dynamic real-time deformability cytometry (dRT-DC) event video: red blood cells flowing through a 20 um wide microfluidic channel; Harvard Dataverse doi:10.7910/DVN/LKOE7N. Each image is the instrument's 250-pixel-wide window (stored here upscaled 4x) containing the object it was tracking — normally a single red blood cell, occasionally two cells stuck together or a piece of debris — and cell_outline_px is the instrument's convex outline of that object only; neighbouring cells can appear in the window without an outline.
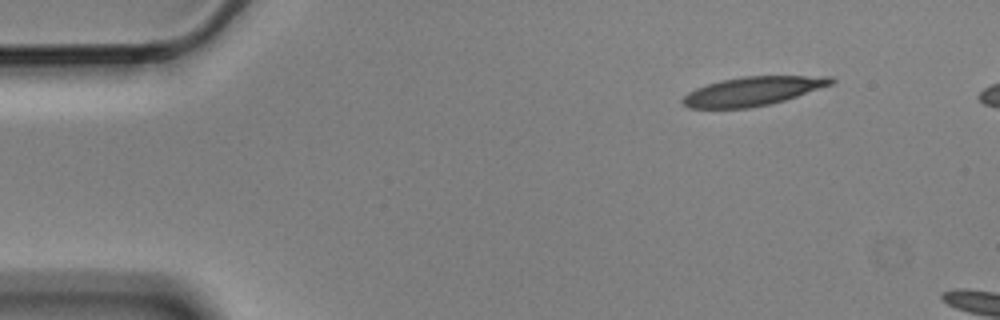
{"species": "Egyptian fruit bat (a non-hibernating species)", "species_latin": "Rousettus aegyptiacus", "temperature_condition": "cold", "stored_images_in_passage": 3, "camera_frame_rate_fps": 3000, "um_per_image_px": 0.085, "animal": {"sex": "male"}, "frame": {"image": 1, "passage_image": 1, "time_ms": 0.0, "image_size_px": [1000, 320], "cell_outline_px": [[836, 80], [832, 84], [784, 100], [768, 104], [748, 108], [688, 108], [680, 100], [688, 92], [696, 88], [720, 80], [744, 76], [832, 76]], "centroid_in_image_um": [63.96, 7.74], "position_along_channel_um": 21.0, "area_um2": 24.8}}